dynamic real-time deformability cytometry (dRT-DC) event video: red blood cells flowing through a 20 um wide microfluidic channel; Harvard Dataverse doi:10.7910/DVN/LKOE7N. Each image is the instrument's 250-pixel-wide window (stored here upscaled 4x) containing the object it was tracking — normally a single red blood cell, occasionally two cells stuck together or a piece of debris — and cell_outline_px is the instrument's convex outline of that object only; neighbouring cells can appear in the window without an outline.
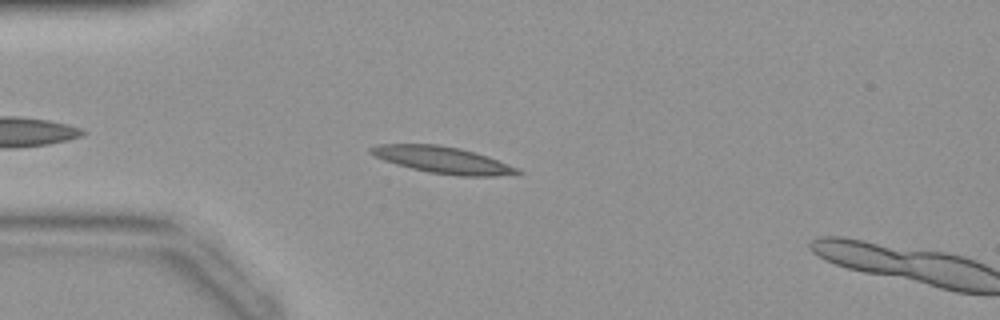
{"species": "common noctule bat (a hibernating species)", "species_latin": "Nyctalus noctula", "temperature_condition": "warm", "stored_images_in_passage": 7, "camera_frame_rate_fps": 3000, "um_per_image_px": 0.085, "animal": {"sex": "female", "body_mass_g": 19.9}, "frame": {"image": 1, "passage_image": 5, "time_ms": 1.333, "image_size_px": [1000, 320], "cell_outline_px": [[524, 172], [496, 176], [460, 176], [428, 172], [396, 164], [372, 156], [368, 152], [368, 148], [380, 144], [440, 144], [460, 148], [476, 152], [488, 156], [516, 168]], "centroid_in_image_um": [37.57, 13.58], "position_along_channel_um": 47.4, "area_um2": 22.77}}